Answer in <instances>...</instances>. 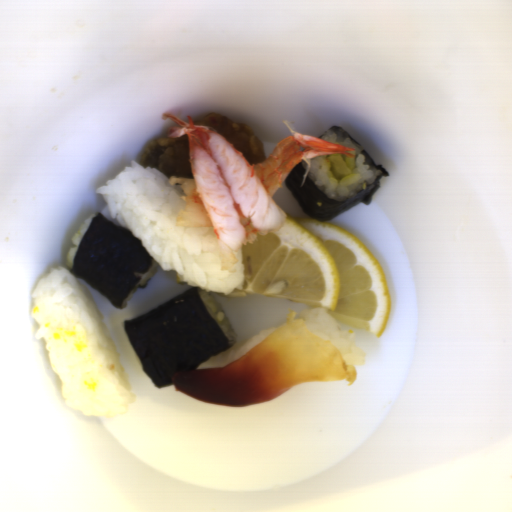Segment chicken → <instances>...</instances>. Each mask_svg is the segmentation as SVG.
I'll list each match as a JSON object with an SVG mask.
<instances>
[{
	"label": "chicken",
	"mask_w": 512,
	"mask_h": 512,
	"mask_svg": "<svg viewBox=\"0 0 512 512\" xmlns=\"http://www.w3.org/2000/svg\"><path fill=\"white\" fill-rule=\"evenodd\" d=\"M140 165L155 167L169 180L171 177L191 179L189 135L156 138L143 150Z\"/></svg>",
	"instance_id": "obj_1"
},
{
	"label": "chicken",
	"mask_w": 512,
	"mask_h": 512,
	"mask_svg": "<svg viewBox=\"0 0 512 512\" xmlns=\"http://www.w3.org/2000/svg\"><path fill=\"white\" fill-rule=\"evenodd\" d=\"M195 124L211 128L229 142L248 162L266 160L263 141L244 121H236L218 112H208Z\"/></svg>",
	"instance_id": "obj_2"
}]
</instances>
